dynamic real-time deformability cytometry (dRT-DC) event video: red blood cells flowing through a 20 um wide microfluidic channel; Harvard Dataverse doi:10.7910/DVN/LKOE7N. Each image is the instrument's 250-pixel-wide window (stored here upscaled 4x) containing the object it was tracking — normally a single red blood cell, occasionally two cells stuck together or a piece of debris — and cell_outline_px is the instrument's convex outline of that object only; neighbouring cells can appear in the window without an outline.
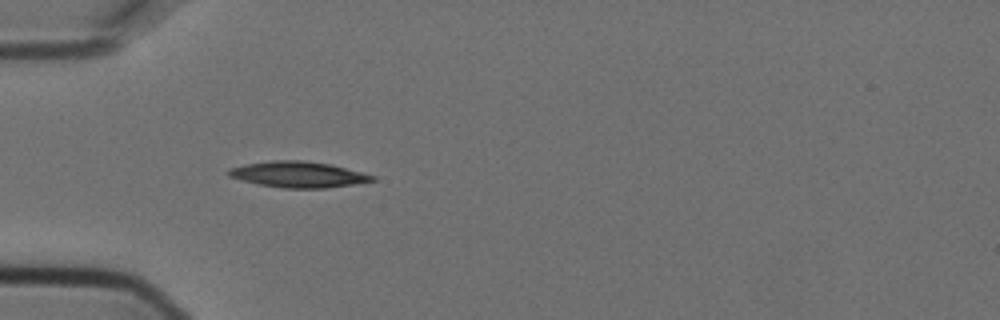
{"species": "Egyptian fruit bat (a non-hibernating species)", "species_latin": "Rousettus aegyptiacus", "temperature_condition": "cold", "stored_images_in_passage": 5, "camera_frame_rate_fps": 3000, "um_per_image_px": 0.085, "animal": {"sex": "female"}, "frame": {"image": 1, "passage_image": 4, "time_ms": 1.0, "image_size_px": [1000, 320], "cell_outline_px": [[376, 180], [328, 188], [280, 188], [256, 184], [228, 176], [228, 168], [244, 164], [272, 160], [304, 160], [328, 164], [376, 176]], "centroid_in_image_um": [25.29, 14.83], "position_along_channel_um": 59.7, "area_um2": 21.68}}
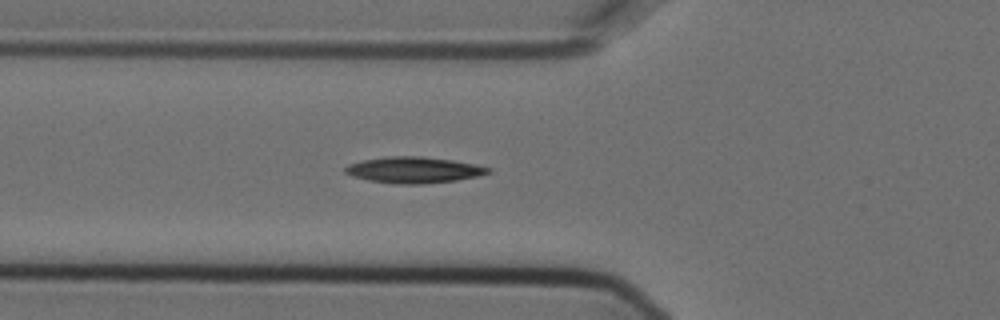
{"frame": {"image": 2, "passage_image": 5, "time_ms": 1.333, "image_size_px": [1000, 320], "cell_outline_px": [[492, 172], [476, 176], [456, 180], [424, 184], [400, 184], [368, 180], [352, 176], [344, 172], [344, 168], [348, 164], [364, 160], [388, 156], [420, 156], [452, 160], [476, 164], [492, 168]], "centroid_in_image_um": [35.18, 14.44], "position_along_channel_um": 90.6, "area_um2": 21.73}}